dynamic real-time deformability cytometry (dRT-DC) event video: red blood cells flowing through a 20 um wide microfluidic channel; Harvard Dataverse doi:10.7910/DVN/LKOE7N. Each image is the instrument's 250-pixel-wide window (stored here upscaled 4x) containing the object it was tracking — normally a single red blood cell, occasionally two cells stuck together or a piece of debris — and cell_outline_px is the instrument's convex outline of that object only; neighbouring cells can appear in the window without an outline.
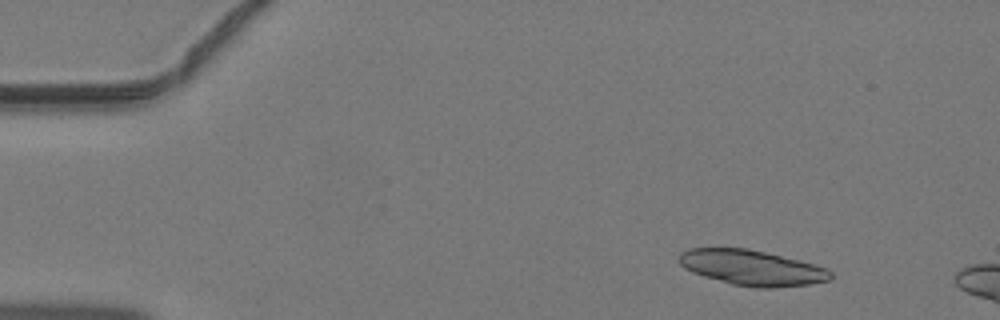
{"species": "common noctule bat (a hibernating species)", "species_latin": "Nyctalus noctula", "temperature_condition": "warm", "stored_images_in_passage": 10, "camera_frame_rate_fps": 3000, "um_per_image_px": 0.085, "animal": {"sex": "male", "body_mass_g": 19.2, "forearm_length_mm": 51.8}, "frame": {"image": 1, "passage_image": 5, "time_ms": 1.333, "image_size_px": [1000, 320], "cell_outline_px": [[832, 276], [828, 280], [808, 284], [776, 288], [756, 288], [732, 284], [704, 276], [692, 272], [684, 268], [676, 260], [676, 256], [680, 252], [692, 248], [748, 248], [812, 264], [824, 268], [832, 272]], "centroid_in_image_um": [63.83, 22.76], "position_along_channel_um": 21.2, "area_um2": 30.98}}